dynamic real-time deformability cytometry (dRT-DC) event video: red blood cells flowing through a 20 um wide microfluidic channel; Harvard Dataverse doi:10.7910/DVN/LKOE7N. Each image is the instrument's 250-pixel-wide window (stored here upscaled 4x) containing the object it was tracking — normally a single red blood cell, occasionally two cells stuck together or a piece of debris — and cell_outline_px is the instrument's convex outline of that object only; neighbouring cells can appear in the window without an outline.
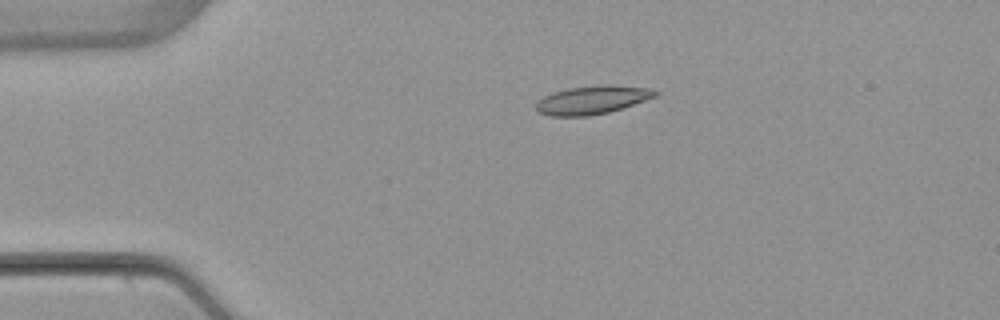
{"species": "common noctule bat (a hibernating species)", "species_latin": "Nyctalus noctula", "temperature_condition": "warm", "stored_images_in_passage": 4, "camera_frame_rate_fps": 3000, "um_per_image_px": 0.085, "animal": {"sex": "female", "body_mass_g": 22.7, "forearm_length_mm": 54.2}, "frame": {"image": 1, "passage_image": 3, "time_ms": 2.667, "image_size_px": [1000, 320], "cell_outline_px": [[660, 92], [656, 96], [608, 112], [588, 116], [552, 116], [536, 112], [536, 104], [544, 96], [552, 92], [568, 88], [600, 84], [612, 84], [648, 88]], "centroid_in_image_um": [50.31, 8.48], "position_along_channel_um": 34.7, "area_um2": 19.65}}